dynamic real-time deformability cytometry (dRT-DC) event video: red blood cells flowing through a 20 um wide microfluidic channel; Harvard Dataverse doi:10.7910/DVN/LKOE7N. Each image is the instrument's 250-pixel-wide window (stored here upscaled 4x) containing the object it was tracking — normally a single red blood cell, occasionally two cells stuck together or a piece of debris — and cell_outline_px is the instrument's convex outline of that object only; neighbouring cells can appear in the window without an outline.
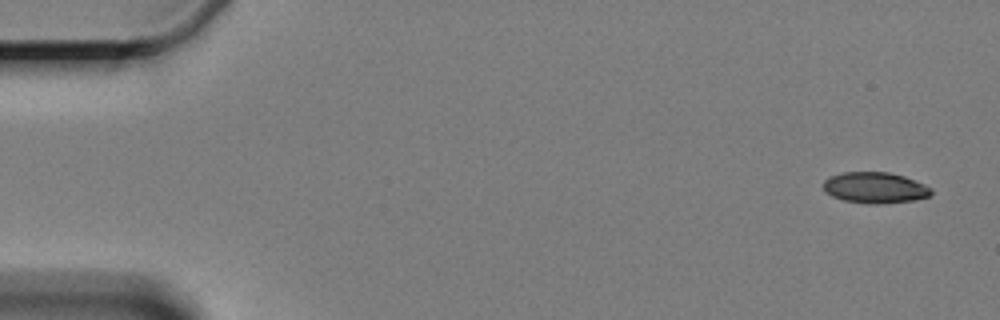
{"species": "Egyptian fruit bat (a non-hibernating species)", "species_latin": "Rousettus aegyptiacus", "temperature_condition": "cold", "stored_images_in_passage": 5, "camera_frame_rate_fps": 3000, "um_per_image_px": 0.085, "animal": {"sex": "female"}, "frame": {"image": 1, "passage_image": 1, "time_ms": 0.0, "image_size_px": [1000, 320], "cell_outline_px": [[932, 192], [928, 196], [912, 200], [880, 204], [868, 204], [844, 200], [832, 196], [824, 192], [824, 180], [832, 176], [844, 172], [888, 172], [904, 176], [924, 184], [932, 188]], "centroid_in_image_um": [74.36, 15.95], "position_along_channel_um": 10.6, "area_um2": 19.36}}
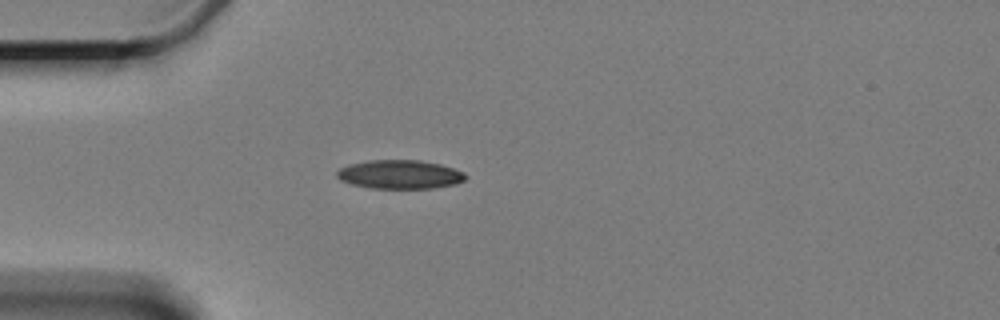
{"frame": {"image": 2, "passage_image": 5, "time_ms": 4.667, "image_size_px": [1000, 320], "cell_outline_px": [[468, 176], [464, 180], [456, 184], [432, 188], [372, 188], [352, 184], [340, 180], [336, 176], [336, 172], [340, 168], [348, 164], [368, 160], [420, 160], [440, 164], [464, 172]], "centroid_in_image_um": [33.98, 14.82], "position_along_channel_um": 51.0, "area_um2": 21.62}}